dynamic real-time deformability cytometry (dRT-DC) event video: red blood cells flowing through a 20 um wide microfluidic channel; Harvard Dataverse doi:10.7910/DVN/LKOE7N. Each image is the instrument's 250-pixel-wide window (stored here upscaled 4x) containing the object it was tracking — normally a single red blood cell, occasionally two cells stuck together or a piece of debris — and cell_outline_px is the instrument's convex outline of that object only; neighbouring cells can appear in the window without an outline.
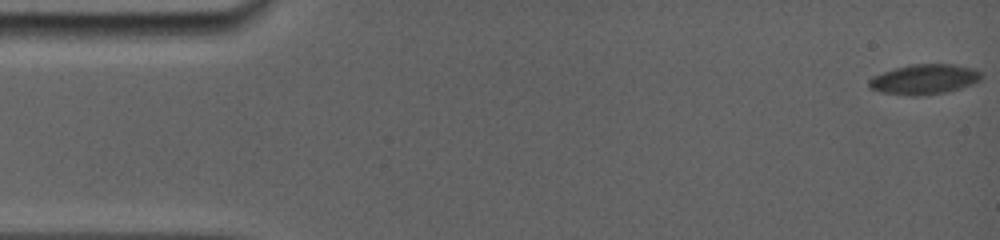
{"species": "common noctule bat (a hibernating species)", "species_latin": "Nyctalus noctula", "temperature_condition": "room temperature", "stored_images_in_passage": 21, "camera_frame_rate_fps": 5000, "um_per_image_px": 0.085, "animal": {"sex": "female", "body_mass_g": 19.0, "forearm_length_mm": 56.7}, "frame": {"image": 1, "passage_image": 1, "time_ms": 0.0, "image_size_px": [1000, 240], "cell_outline_px": [[984, 76], [980, 80], [972, 84], [960, 88], [944, 92], [916, 96], [912, 96], [880, 92], [868, 88], [868, 80], [872, 76], [908, 64], [952, 64], [972, 68], [980, 72]], "centroid_in_image_um": [78.54, 6.74], "position_along_channel_um": 6.5, "area_um2": 19.65}}